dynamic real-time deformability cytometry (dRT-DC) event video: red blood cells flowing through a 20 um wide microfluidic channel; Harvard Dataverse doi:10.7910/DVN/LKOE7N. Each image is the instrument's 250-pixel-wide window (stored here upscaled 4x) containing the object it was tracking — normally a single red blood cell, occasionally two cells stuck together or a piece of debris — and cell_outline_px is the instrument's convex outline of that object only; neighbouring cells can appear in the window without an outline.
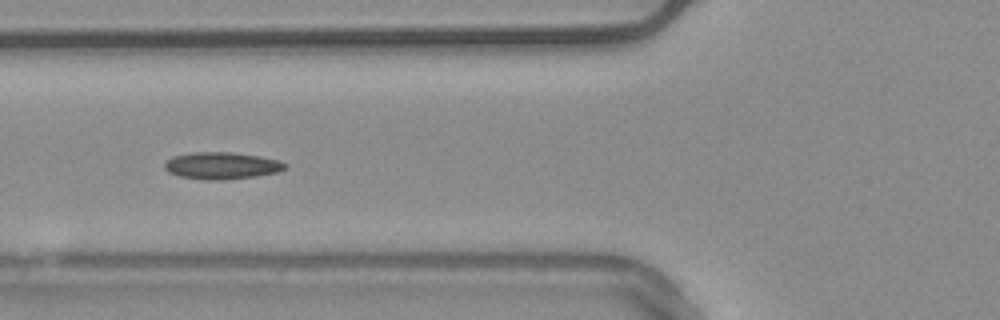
{"species": "common noctule bat (a hibernating species)", "species_latin": "Nyctalus noctula", "temperature_condition": "warm", "stored_images_in_passage": 22, "camera_frame_rate_fps": 3000, "um_per_image_px": 0.085, "animal": {"sex": "male", "body_mass_g": 20.4}, "frame": {"image": 1, "passage_image": 13, "time_ms": 4.0, "image_size_px": [1000, 320], "cell_outline_px": [[288, 168], [276, 172], [256, 176], [224, 180], [204, 180], [180, 176], [168, 172], [164, 168], [164, 164], [172, 156], [192, 152], [232, 152], [260, 156], [280, 160], [288, 164]], "centroid_in_image_um": [18.87, 14.08], "position_along_channel_um": 106.9, "area_um2": 19.13}}